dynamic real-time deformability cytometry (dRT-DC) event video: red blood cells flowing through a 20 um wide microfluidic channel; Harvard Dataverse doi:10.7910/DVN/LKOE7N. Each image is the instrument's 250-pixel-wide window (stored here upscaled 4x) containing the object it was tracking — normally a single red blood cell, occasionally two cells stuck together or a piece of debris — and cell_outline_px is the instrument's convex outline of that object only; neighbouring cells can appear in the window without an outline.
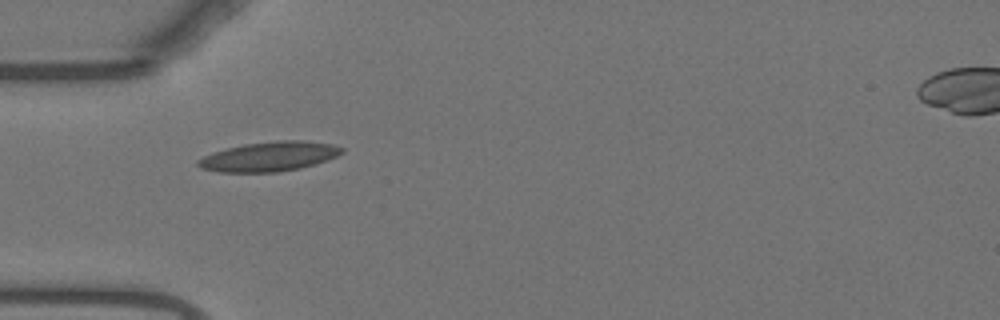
{"species": "Egyptian fruit bat (a non-hibernating species)", "species_latin": "Rousettus aegyptiacus", "temperature_condition": "warm", "stored_images_in_passage": 26, "camera_frame_rate_fps": 3000, "um_per_image_px": 0.085, "animal": {"sex": "female"}, "frame": {"image": 1, "passage_image": 1, "time_ms": 0.0, "image_size_px": [1000, 320], "cell_outline_px": [[344, 152], [336, 156], [316, 164], [300, 168], [276, 172], [220, 172], [200, 168], [196, 164], [196, 160], [212, 152], [244, 144], [276, 140], [300, 140], [332, 144], [344, 148]], "centroid_in_image_um": [22.87, 13.3], "position_along_channel_um": 62.1, "area_um2": 24.8}}
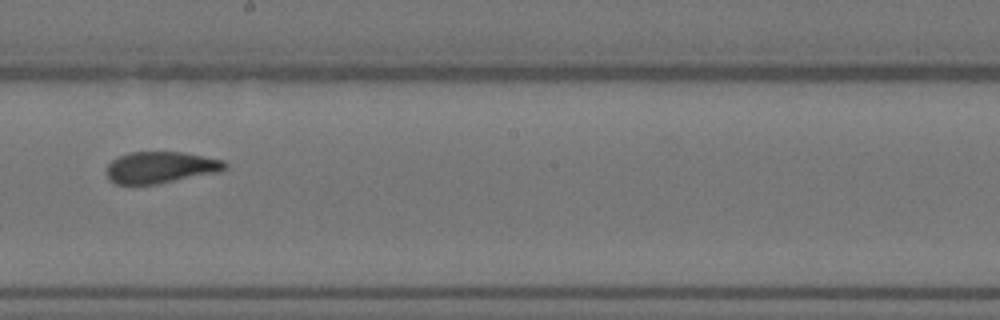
{"frame": {"image": 2, "passage_image": 15, "time_ms": 4.667, "image_size_px": [1000, 320], "cell_outline_px": [[228, 168], [220, 172], [156, 184], [116, 184], [108, 180], [108, 164], [112, 160], [120, 156], [132, 152], [180, 152], [224, 160], [228, 164]], "centroid_in_image_um": [13.69, 14.23], "position_along_channel_um": 234.5, "area_um2": 21.68}}
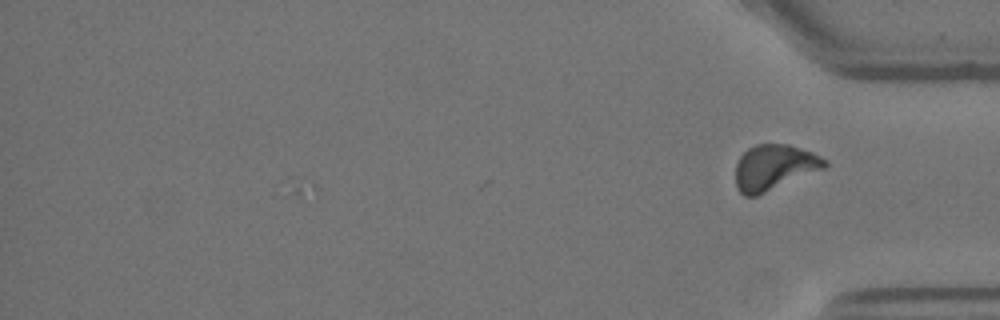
{"frame": {"image": 3, "passage_image": 26, "time_ms": 8.333, "image_size_px": [1000, 320], "cell_outline_px": [[828, 164], [824, 168], [756, 196], [744, 196], [736, 188], [736, 164], [740, 156], [748, 148], [756, 144], [788, 144], [812, 152], [828, 160]], "centroid_in_image_um": [65.79, 14.22], "position_along_channel_um": 369.4, "area_um2": 23.47}, "authors_computed_cell_mechanics": {"area_um2": 22.542, "velocity_mm_per_s": 3.7081, "shape_relaxation_time_tau1_ms": 4.862, "shape_relaxation_time_tau2_ms": 1.2244, "deformation_change_tau1": 0.1501, "deformation_change_tau2": 0.0755}}